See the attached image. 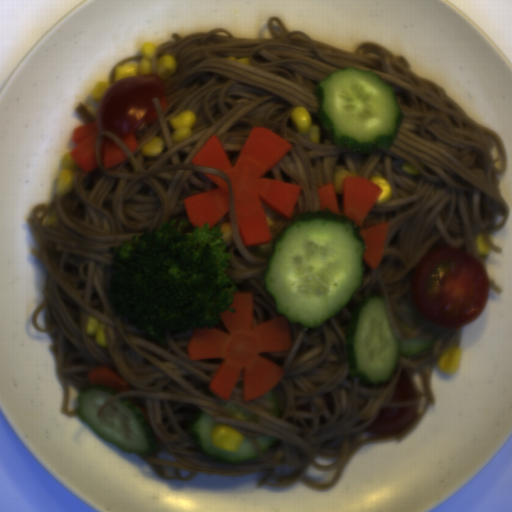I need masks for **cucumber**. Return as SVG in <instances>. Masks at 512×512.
Returning <instances> with one entry per match:
<instances>
[{
	"instance_id": "cucumber-1",
	"label": "cucumber",
	"mask_w": 512,
	"mask_h": 512,
	"mask_svg": "<svg viewBox=\"0 0 512 512\" xmlns=\"http://www.w3.org/2000/svg\"><path fill=\"white\" fill-rule=\"evenodd\" d=\"M358 222L330 209L294 216L274 238L262 286L277 314L305 328L342 310L365 274Z\"/></svg>"
},
{
	"instance_id": "cucumber-2",
	"label": "cucumber",
	"mask_w": 512,
	"mask_h": 512,
	"mask_svg": "<svg viewBox=\"0 0 512 512\" xmlns=\"http://www.w3.org/2000/svg\"><path fill=\"white\" fill-rule=\"evenodd\" d=\"M316 111L335 145L358 154L388 150L405 114L395 90L371 70L347 66L317 83Z\"/></svg>"
},
{
	"instance_id": "cucumber-3",
	"label": "cucumber",
	"mask_w": 512,
	"mask_h": 512,
	"mask_svg": "<svg viewBox=\"0 0 512 512\" xmlns=\"http://www.w3.org/2000/svg\"><path fill=\"white\" fill-rule=\"evenodd\" d=\"M437 339L399 340L382 294H369L353 307L345 326L344 351L350 374L365 387L385 384L401 357L433 350Z\"/></svg>"
},
{
	"instance_id": "cucumber-4",
	"label": "cucumber",
	"mask_w": 512,
	"mask_h": 512,
	"mask_svg": "<svg viewBox=\"0 0 512 512\" xmlns=\"http://www.w3.org/2000/svg\"><path fill=\"white\" fill-rule=\"evenodd\" d=\"M119 391L110 386L88 385L81 388L77 401L79 418L107 443L121 452L147 456L159 443L145 417L127 398H119L102 408Z\"/></svg>"
},
{
	"instance_id": "cucumber-5",
	"label": "cucumber",
	"mask_w": 512,
	"mask_h": 512,
	"mask_svg": "<svg viewBox=\"0 0 512 512\" xmlns=\"http://www.w3.org/2000/svg\"><path fill=\"white\" fill-rule=\"evenodd\" d=\"M215 426H220L208 413L198 410L188 422L189 436L194 440L197 451L225 464H237L256 459V451L250 440L243 436L242 443L237 451H225L215 447L212 435Z\"/></svg>"
},
{
	"instance_id": "cucumber-6",
	"label": "cucumber",
	"mask_w": 512,
	"mask_h": 512,
	"mask_svg": "<svg viewBox=\"0 0 512 512\" xmlns=\"http://www.w3.org/2000/svg\"><path fill=\"white\" fill-rule=\"evenodd\" d=\"M221 407H223L232 418L237 420H244L250 422H258L259 414L251 411L250 409L238 405L233 402H218Z\"/></svg>"
},
{
	"instance_id": "cucumber-7",
	"label": "cucumber",
	"mask_w": 512,
	"mask_h": 512,
	"mask_svg": "<svg viewBox=\"0 0 512 512\" xmlns=\"http://www.w3.org/2000/svg\"><path fill=\"white\" fill-rule=\"evenodd\" d=\"M256 442L262 454L269 453L275 446L278 445L279 438L265 436V437H256Z\"/></svg>"
},
{
	"instance_id": "cucumber-8",
	"label": "cucumber",
	"mask_w": 512,
	"mask_h": 512,
	"mask_svg": "<svg viewBox=\"0 0 512 512\" xmlns=\"http://www.w3.org/2000/svg\"><path fill=\"white\" fill-rule=\"evenodd\" d=\"M262 396L264 399H266L267 401H269L270 403L273 404V408L271 410L267 411L269 413V415L280 419L281 415H280L279 405L277 403L276 397H275L274 393L272 392V390L270 389L266 394H264Z\"/></svg>"
}]
</instances>
